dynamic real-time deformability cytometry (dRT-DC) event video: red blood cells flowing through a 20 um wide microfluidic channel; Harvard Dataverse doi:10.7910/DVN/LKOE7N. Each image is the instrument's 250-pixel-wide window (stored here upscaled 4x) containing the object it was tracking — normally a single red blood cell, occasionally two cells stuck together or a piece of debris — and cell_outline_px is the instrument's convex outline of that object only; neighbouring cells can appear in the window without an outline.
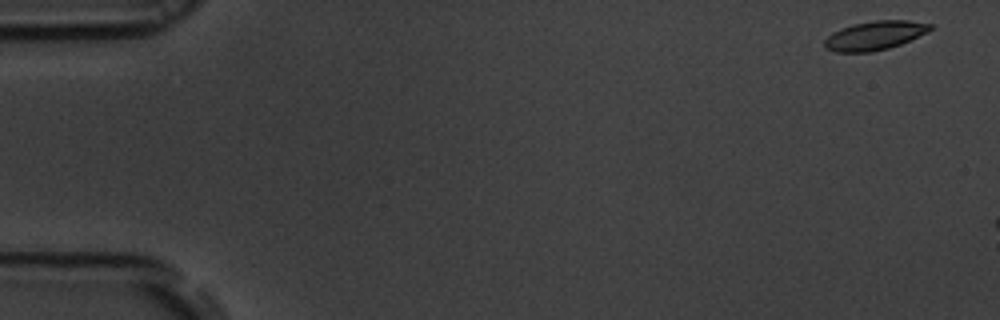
{"species": "common noctule bat (a hibernating species)", "species_latin": "Nyctalus noctula", "temperature_condition": "room temperature", "stored_images_in_passage": 7, "camera_frame_rate_fps": 3000, "um_per_image_px": 0.085, "animal": {"sex": "male", "body_mass_g": 19.5, "forearm_length_mm": 54.6}, "frame": {"image": 1, "passage_image": 1, "time_ms": 0.0, "image_size_px": [1000, 320], "cell_outline_px": [[932, 28], [928, 32], [900, 44], [888, 48], [872, 52], [836, 52], [824, 48], [824, 40], [832, 32], [840, 28], [852, 24], [872, 20], [908, 20], [932, 24]], "centroid_in_image_um": [74.33, 3.01], "position_along_channel_um": 10.7, "area_um2": 17.92}}